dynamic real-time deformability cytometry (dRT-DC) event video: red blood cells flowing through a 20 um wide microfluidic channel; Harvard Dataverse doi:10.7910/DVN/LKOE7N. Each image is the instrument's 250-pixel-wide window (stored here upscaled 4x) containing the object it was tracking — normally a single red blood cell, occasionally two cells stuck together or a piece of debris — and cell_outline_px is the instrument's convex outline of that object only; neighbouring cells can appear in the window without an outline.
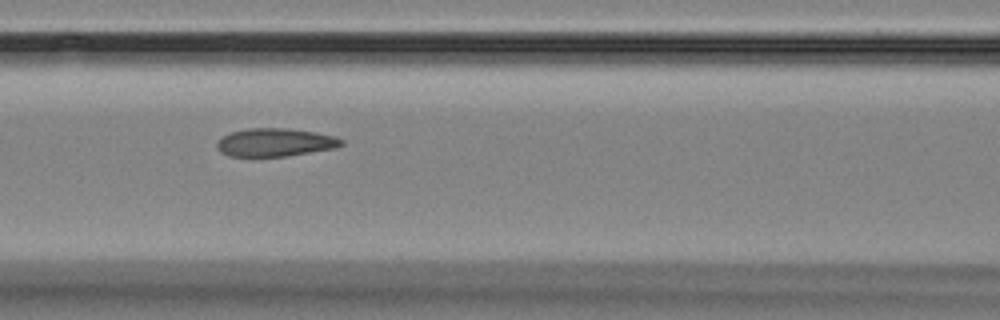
{"species": "Egyptian fruit bat (a non-hibernating species)", "species_latin": "Rousettus aegyptiacus", "temperature_condition": "room temperature", "stored_images_in_passage": 8, "camera_frame_rate_fps": 3000, "um_per_image_px": 0.085, "animal": {"sex": "female"}, "frame": {"image": 1, "passage_image": 7, "time_ms": 7.0, "image_size_px": [1000, 320], "cell_outline_px": [[344, 144], [336, 148], [288, 156], [228, 156], [220, 152], [216, 148], [216, 140], [232, 132], [248, 128], [288, 128], [316, 132], [336, 136], [344, 140]], "centroid_in_image_um": [23.4, 12.1], "position_along_channel_um": 143.2, "area_um2": 20.63}}
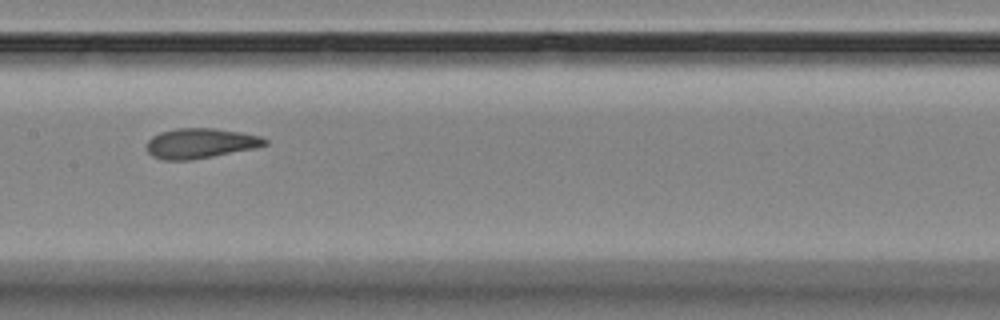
{"frame": {"image": 2, "passage_image": 8, "time_ms": 8.333, "image_size_px": [1000, 320], "cell_outline_px": [[268, 144], [256, 148], [192, 160], [164, 160], [152, 156], [148, 152], [148, 140], [152, 136], [160, 132], [176, 128], [212, 128], [240, 132], [260, 136], [268, 140]], "centroid_in_image_um": [17.04, 12.18], "position_along_channel_um": 190.4, "area_um2": 20.69}}